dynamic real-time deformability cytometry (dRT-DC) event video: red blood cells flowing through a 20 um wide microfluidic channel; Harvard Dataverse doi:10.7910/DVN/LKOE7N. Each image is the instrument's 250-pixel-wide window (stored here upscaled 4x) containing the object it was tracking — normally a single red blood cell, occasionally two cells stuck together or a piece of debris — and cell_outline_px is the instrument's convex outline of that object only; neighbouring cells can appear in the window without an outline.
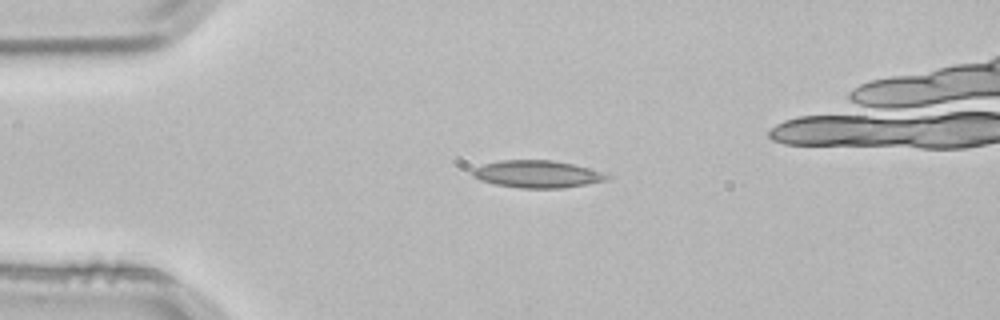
{"species": "common noctule bat (a hibernating species)", "species_latin": "Nyctalus noctula", "temperature_condition": "room temperature", "stored_images_in_passage": 1, "camera_frame_rate_fps": 3000, "um_per_image_px": 0.085, "animal": {"sex": "male", "body_mass_g": 21.5, "forearm_length_mm": 52.0}, "frame": {"image": 1, "passage_image": 1, "time_ms": 0.0, "image_size_px": [1000, 320], "cell_outline_px": [[612, 176], [608, 180], [588, 184], [560, 188], [520, 188], [496, 184], [480, 180], [472, 176], [472, 168], [484, 164], [500, 160], [552, 160], [572, 164], [588, 168]], "centroid_in_image_um": [45.65, 14.8], "position_along_channel_um": 39.4, "area_um2": 21.33}}